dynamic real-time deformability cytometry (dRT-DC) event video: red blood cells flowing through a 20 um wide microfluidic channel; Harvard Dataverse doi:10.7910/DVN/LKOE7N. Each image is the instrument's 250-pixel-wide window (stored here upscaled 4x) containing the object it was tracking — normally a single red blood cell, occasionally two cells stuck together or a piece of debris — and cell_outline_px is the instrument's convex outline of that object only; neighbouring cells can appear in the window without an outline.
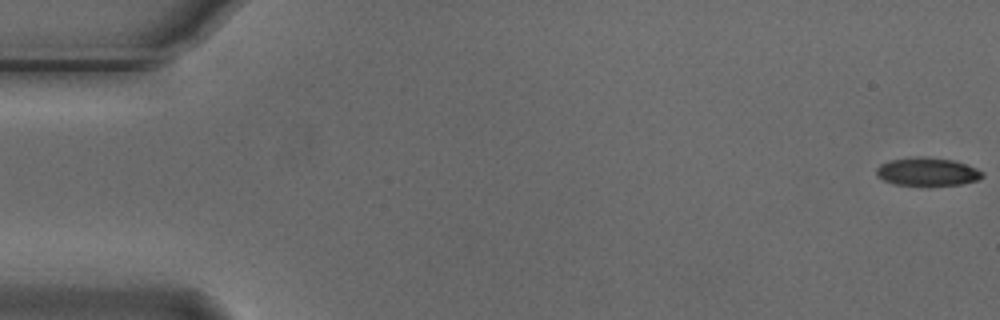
{"species": "Egyptian fruit bat (a non-hibernating species)", "species_latin": "Rousettus aegyptiacus", "temperature_condition": "cold", "stored_images_in_passage": 8, "camera_frame_rate_fps": 3000, "um_per_image_px": 0.085, "animal": {"sex": "male"}, "frame": {"image": 1, "passage_image": 1, "time_ms": 0.0, "image_size_px": [1000, 320], "cell_outline_px": [[984, 176], [980, 180], [960, 184], [928, 188], [896, 184], [884, 180], [876, 176], [876, 168], [880, 164], [892, 160], [912, 156], [928, 156], [952, 160], [976, 168], [984, 172]], "centroid_in_image_um": [78.83, 14.63], "position_along_channel_um": 6.2, "area_um2": 18.15}}
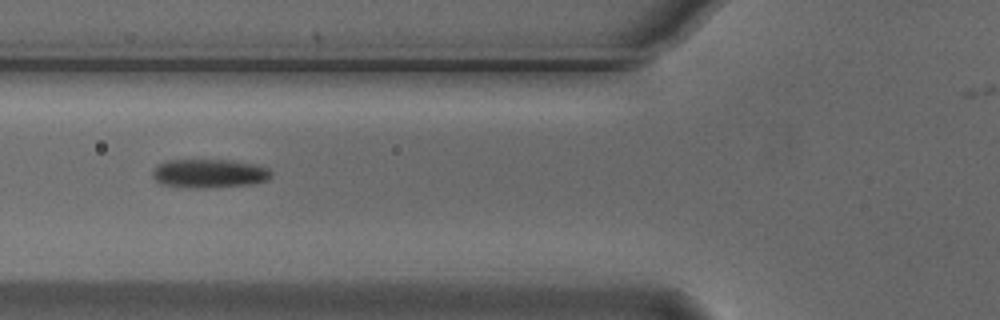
{"frame": {"image": 2, "passage_image": 6, "time_ms": 1.667, "image_size_px": [1000, 320], "cell_outline_px": [[272, 176], [268, 180], [252, 184], [212, 188], [184, 188], [160, 184], [152, 176], [152, 172], [156, 164], [168, 160], [228, 160], [252, 164], [268, 168], [272, 172]], "centroid_in_image_um": [17.75, 14.76], "position_along_channel_um": 108.0, "area_um2": 20.17}}
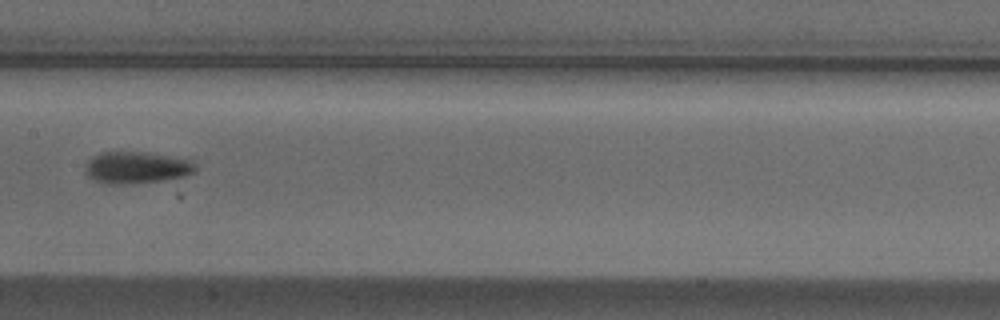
{"frame": {"image": 3, "passage_image": 8, "time_ms": 2.333, "image_size_px": [1000, 320], "cell_outline_px": [[196, 172], [184, 176], [160, 180], [124, 184], [108, 184], [96, 180], [88, 176], [84, 172], [88, 160], [92, 156], [100, 152], [148, 152], [192, 160], [196, 164]], "centroid_in_image_um": [11.61, 14.23], "position_along_channel_um": 195.8, "area_um2": 20.4}}